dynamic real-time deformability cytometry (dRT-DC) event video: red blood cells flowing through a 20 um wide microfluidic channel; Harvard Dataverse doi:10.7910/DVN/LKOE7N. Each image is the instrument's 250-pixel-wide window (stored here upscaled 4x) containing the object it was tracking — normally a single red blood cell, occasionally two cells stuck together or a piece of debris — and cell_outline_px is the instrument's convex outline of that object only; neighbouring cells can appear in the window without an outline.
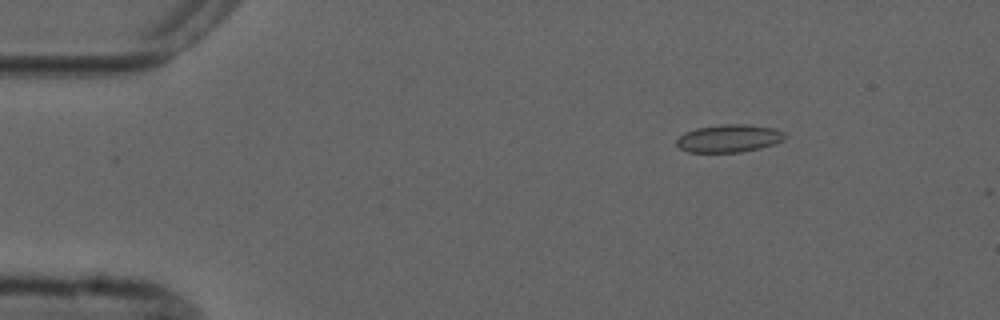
{"species": "common noctule bat (a hibernating species)", "species_latin": "Nyctalus noctula", "temperature_condition": "cold", "stored_images_in_passage": 5, "camera_frame_rate_fps": 3000, "um_per_image_px": 0.085, "animal": {"sex": "male", "forearm_length_mm": 52.5}, "frame": {"image": 1, "passage_image": 3, "time_ms": 2.333, "image_size_px": [1000, 320], "cell_outline_px": [[788, 136], [784, 140], [760, 148], [740, 152], [688, 152], [680, 148], [676, 144], [676, 140], [684, 132], [696, 128], [720, 124], [748, 124], [776, 128], [784, 132]], "centroid_in_image_um": [61.98, 11.75], "position_along_channel_um": 23.0, "area_um2": 17.69}}